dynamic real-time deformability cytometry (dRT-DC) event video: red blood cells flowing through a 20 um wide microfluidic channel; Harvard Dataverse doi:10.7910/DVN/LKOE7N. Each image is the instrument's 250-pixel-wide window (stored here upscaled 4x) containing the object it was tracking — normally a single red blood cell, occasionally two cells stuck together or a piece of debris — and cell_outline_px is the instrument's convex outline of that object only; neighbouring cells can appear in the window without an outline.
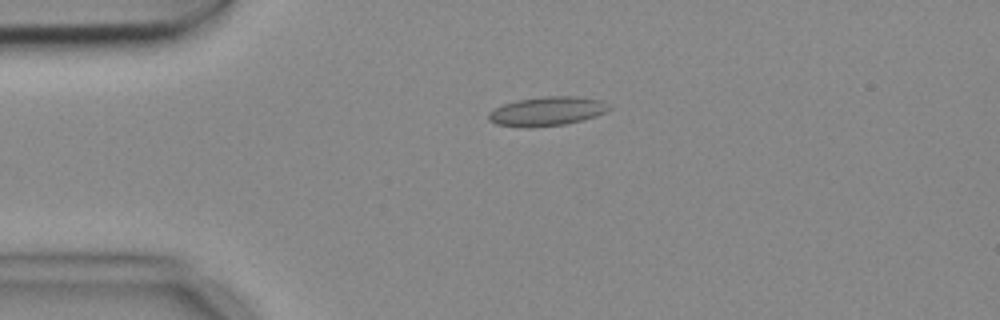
{"species": "common noctule bat (a hibernating species)", "species_latin": "Nyctalus noctula", "temperature_condition": "cold", "stored_images_in_passage": 5, "camera_frame_rate_fps": 3000, "um_per_image_px": 0.085, "animal": {"sex": "female", "body_mass_g": 18.4}, "frame": {"image": 1, "passage_image": 4, "time_ms": 1.0, "image_size_px": [1000, 320], "cell_outline_px": [[612, 108], [608, 112], [584, 120], [564, 124], [532, 128], [528, 128], [496, 124], [488, 120], [488, 112], [504, 104], [516, 100], [544, 96], [576, 96], [600, 100]], "centroid_in_image_um": [46.5, 9.46], "position_along_channel_um": 38.5, "area_um2": 20.58}}